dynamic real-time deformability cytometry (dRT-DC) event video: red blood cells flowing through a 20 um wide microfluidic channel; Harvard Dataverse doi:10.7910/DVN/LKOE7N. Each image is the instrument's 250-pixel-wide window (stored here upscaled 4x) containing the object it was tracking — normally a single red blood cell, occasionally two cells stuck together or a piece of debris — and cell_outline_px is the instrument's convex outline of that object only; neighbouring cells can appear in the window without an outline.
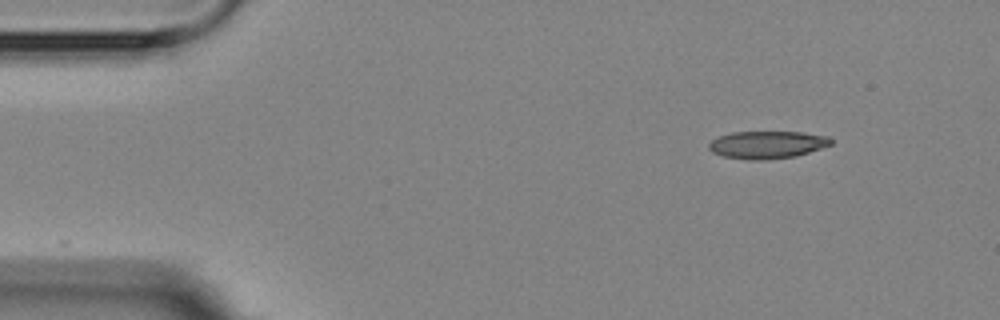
{"species": "Egyptian fruit bat (a non-hibernating species)", "species_latin": "Rousettus aegyptiacus", "temperature_condition": "room temperature", "stored_images_in_passage": 5, "camera_frame_rate_fps": 3000, "um_per_image_px": 0.085, "animal": {"sex": "female"}, "frame": {"image": 1, "passage_image": 5, "time_ms": 4.667, "image_size_px": [1000, 320], "cell_outline_px": [[832, 144], [796, 156], [764, 160], [748, 160], [724, 156], [712, 152], [708, 148], [708, 144], [712, 140], [720, 136], [732, 132], [800, 132], [828, 136], [832, 140]], "centroid_in_image_um": [65.19, 12.3], "position_along_channel_um": 19.8, "area_um2": 19.48}}